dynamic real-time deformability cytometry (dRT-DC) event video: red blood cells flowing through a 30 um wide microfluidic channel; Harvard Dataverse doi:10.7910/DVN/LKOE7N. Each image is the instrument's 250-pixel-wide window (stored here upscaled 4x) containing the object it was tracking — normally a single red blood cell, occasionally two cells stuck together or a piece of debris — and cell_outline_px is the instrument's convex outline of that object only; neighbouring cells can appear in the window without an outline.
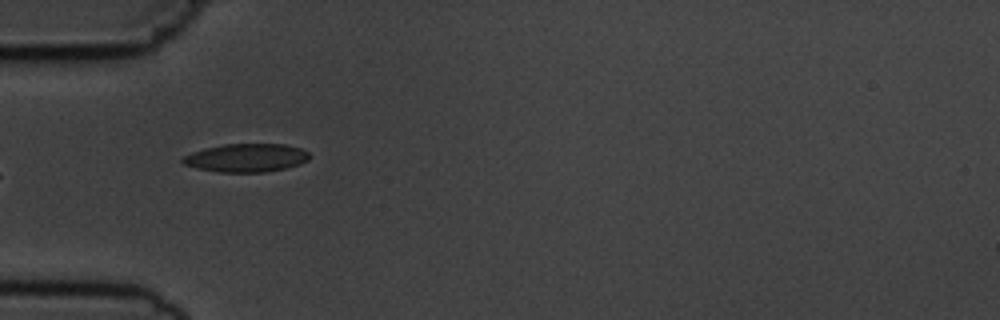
{"species": "common noctule bat (a hibernating species)", "species_latin": "Nyctalus noctula", "temperature_condition": "cold", "stored_images_in_passage": 5, "camera_frame_rate_fps": 3000, "um_per_image_px": 0.085, "animal": {"sex": "male", "body_mass_g": 19.5, "forearm_length_mm": 54.6}, "frame": {"image": 1, "passage_image": 4, "time_ms": 3.667, "image_size_px": [1000, 320], "cell_outline_px": [[308, 160], [300, 164], [284, 168], [264, 172], [220, 172], [196, 168], [184, 164], [180, 160], [184, 156], [192, 152], [204, 148], [224, 144], [284, 144], [300, 148], [308, 152]], "centroid_in_image_um": [20.91, 13.41], "position_along_channel_um": 64.1, "area_um2": 20.81}}
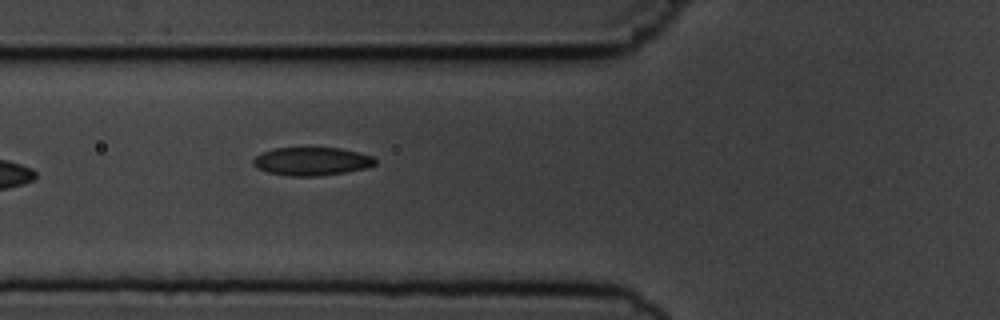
{"frame": {"image": 2, "passage_image": 5, "time_ms": 4.667, "image_size_px": [1000, 320], "cell_outline_px": [[376, 164], [364, 168], [344, 172], [320, 176], [288, 176], [268, 172], [256, 168], [252, 164], [252, 160], [256, 156], [272, 148], [308, 144], [340, 148], [372, 156], [376, 160]], "centroid_in_image_um": [26.44, 13.66], "position_along_channel_um": 99.4, "area_um2": 20.92}}